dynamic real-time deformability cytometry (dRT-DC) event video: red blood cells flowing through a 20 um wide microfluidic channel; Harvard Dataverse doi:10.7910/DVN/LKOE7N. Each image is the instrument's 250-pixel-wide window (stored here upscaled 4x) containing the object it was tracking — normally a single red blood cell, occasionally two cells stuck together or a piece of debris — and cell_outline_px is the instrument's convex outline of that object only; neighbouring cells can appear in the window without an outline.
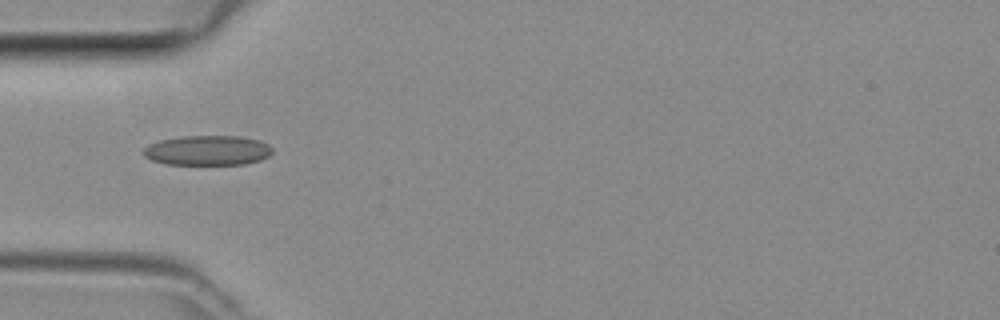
{"species": "common noctule bat (a hibernating species)", "species_latin": "Nyctalus noctula", "temperature_condition": "room temperature", "stored_images_in_passage": 2, "camera_frame_rate_fps": 3000, "um_per_image_px": 0.085, "animal": {"sex": "female", "body_mass_g": 29.2, "forearm_length_mm": 56.3}, "frame": {"image": 1, "passage_image": 1, "time_ms": 0.0, "image_size_px": [1000, 320], "cell_outline_px": [[272, 152], [268, 156], [260, 160], [244, 164], [164, 164], [152, 160], [144, 156], [144, 148], [148, 144], [160, 140], [184, 136], [240, 136], [260, 140], [268, 144], [272, 148]], "centroid_in_image_um": [17.65, 12.78], "position_along_channel_um": 67.4, "area_um2": 22.43}}
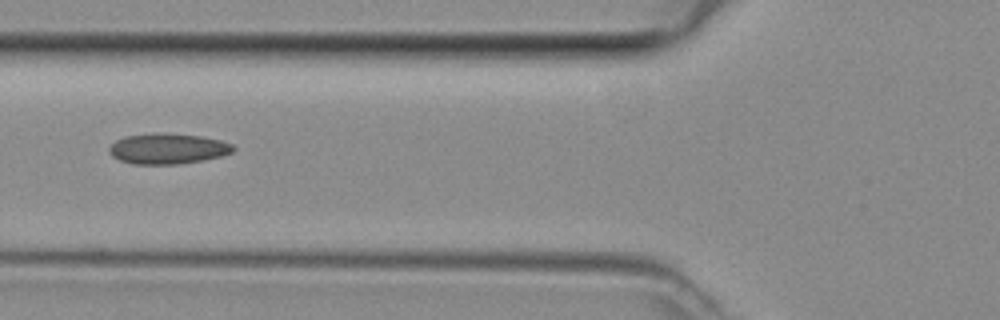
{"frame": {"image": 2, "passage_image": 2, "time_ms": 0.333, "image_size_px": [1000, 320], "cell_outline_px": [[236, 148], [232, 152], [220, 156], [180, 164], [132, 164], [120, 160], [112, 156], [108, 152], [108, 148], [116, 140], [124, 136], [160, 132], [164, 132], [200, 136], [220, 140], [232, 144]], "centroid_in_image_um": [14.23, 12.63], "position_along_channel_um": 111.6, "area_um2": 22.14}}